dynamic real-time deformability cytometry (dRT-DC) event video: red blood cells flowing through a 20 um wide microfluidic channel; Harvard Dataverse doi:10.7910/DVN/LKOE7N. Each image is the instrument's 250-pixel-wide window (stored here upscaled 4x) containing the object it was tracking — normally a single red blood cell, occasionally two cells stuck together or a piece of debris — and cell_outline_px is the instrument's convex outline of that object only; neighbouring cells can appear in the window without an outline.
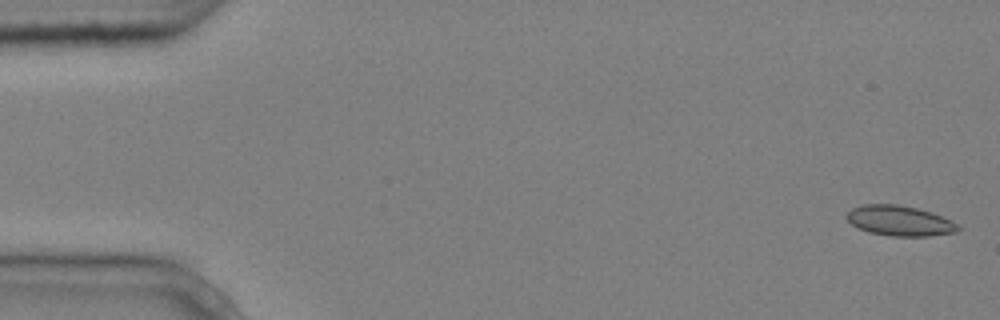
{"species": "common noctule bat (a hibernating species)", "species_latin": "Nyctalus noctula", "temperature_condition": "cold", "stored_images_in_passage": 3, "segment_of_instrument_passage": [2, 2], "camera_frame_rate_fps": 3000, "um_per_image_px": 0.085, "animal": {"sex": "male", "body_mass_g": 20.4}, "frame": {"image": 1, "passage_image": 3, "time_ms": 0.667, "image_size_px": [1000, 320], "cell_outline_px": [[960, 228], [956, 232], [928, 236], [892, 236], [868, 232], [852, 224], [844, 216], [852, 208], [860, 204], [896, 204], [916, 208], [932, 212], [952, 220]], "centroid_in_image_um": [76.45, 18.76], "position_along_channel_um": 8.5, "area_um2": 19.59}}